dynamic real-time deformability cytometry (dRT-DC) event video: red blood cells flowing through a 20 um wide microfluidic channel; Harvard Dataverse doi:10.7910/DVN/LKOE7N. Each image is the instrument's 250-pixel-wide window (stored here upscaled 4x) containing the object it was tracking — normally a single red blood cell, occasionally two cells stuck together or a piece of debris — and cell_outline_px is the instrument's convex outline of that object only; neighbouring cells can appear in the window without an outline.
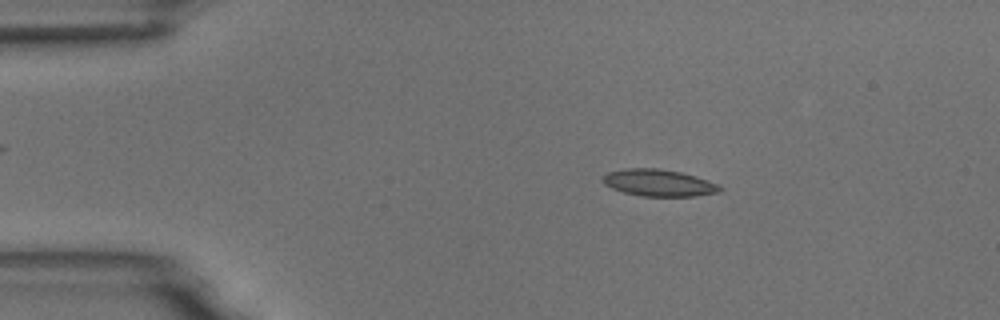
{"species": "common noctule bat (a hibernating species)", "species_latin": "Nyctalus noctula", "temperature_condition": "room temperature", "stored_images_in_passage": 4, "camera_frame_rate_fps": 3000, "um_per_image_px": 0.085, "animal": {"sex": "male", "body_mass_g": 18.8}, "frame": {"image": 1, "passage_image": 1, "time_ms": 0.0, "image_size_px": [1000, 320], "cell_outline_px": [[724, 188], [720, 192], [696, 196], [644, 196], [624, 192], [612, 188], [604, 184], [600, 180], [608, 172], [624, 168], [656, 168], [680, 172], [696, 176], [720, 184]], "centroid_in_image_um": [56.02, 15.54], "position_along_channel_um": 29.0, "area_um2": 18.44}}
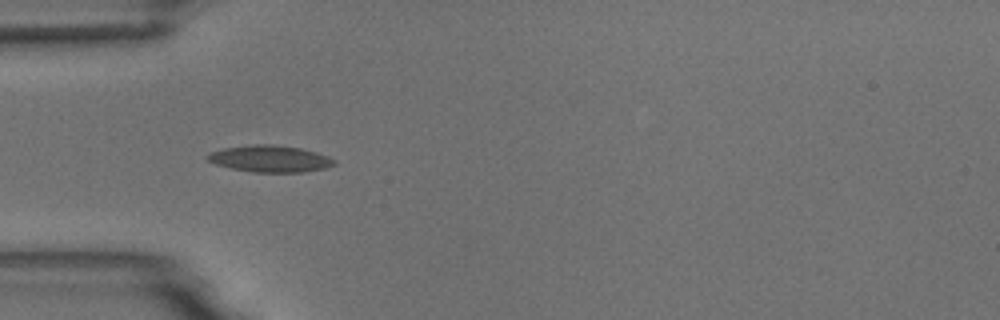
{"frame": {"image": 2, "passage_image": 3, "time_ms": 2.333, "image_size_px": [1000, 320], "cell_outline_px": [[336, 164], [324, 168], [304, 172], [252, 172], [232, 168], [216, 164], [208, 160], [204, 156], [212, 152], [224, 148], [252, 144], [272, 144], [300, 148], [316, 152], [328, 156], [336, 160]], "centroid_in_image_um": [22.96, 13.49], "position_along_channel_um": 62.0, "area_um2": 19.65}}